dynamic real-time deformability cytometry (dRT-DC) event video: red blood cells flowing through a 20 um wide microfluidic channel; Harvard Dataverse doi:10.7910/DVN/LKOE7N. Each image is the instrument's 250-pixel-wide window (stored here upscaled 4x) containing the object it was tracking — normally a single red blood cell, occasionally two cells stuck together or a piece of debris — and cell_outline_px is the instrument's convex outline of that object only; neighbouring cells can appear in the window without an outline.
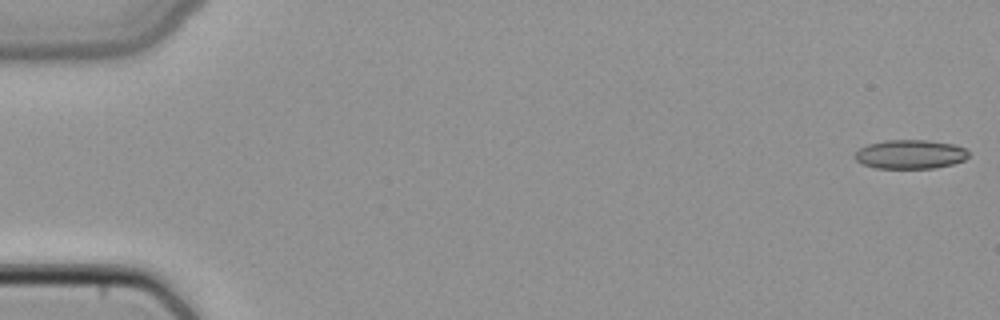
{"species": "common noctule bat (a hibernating species)", "species_latin": "Nyctalus noctula", "temperature_condition": "cold", "stored_images_in_passage": 44, "camera_frame_rate_fps": 3000, "um_per_image_px": 0.085, "animal": {"sex": "female", "body_mass_g": 22.7, "forearm_length_mm": 54.2}, "frame": {"image": 1, "passage_image": 1, "time_ms": 0.0, "image_size_px": [1000, 320], "cell_outline_px": [[968, 156], [964, 160], [952, 164], [936, 168], [876, 168], [864, 164], [856, 160], [856, 152], [860, 148], [868, 144], [884, 140], [928, 140], [956, 144], [964, 148], [968, 152]], "centroid_in_image_um": [77.4, 13.11], "position_along_channel_um": 7.6, "area_um2": 19.19}}
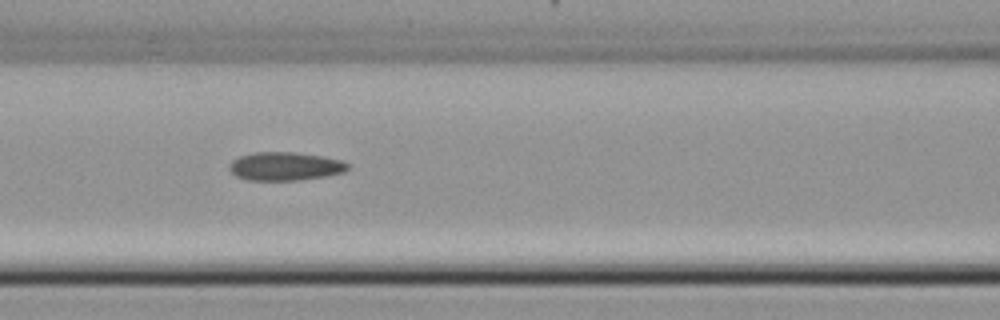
{"frame": {"image": 2, "passage_image": 22, "time_ms": 7.0, "image_size_px": [1000, 320], "cell_outline_px": [[352, 164], [344, 172], [328, 176], [300, 180], [248, 180], [236, 176], [228, 168], [228, 164], [232, 160], [240, 156], [256, 152], [296, 152], [324, 156], [340, 160]], "centroid_in_image_um": [24.26, 14.13], "position_along_channel_um": 142.3, "area_um2": 19.83}}
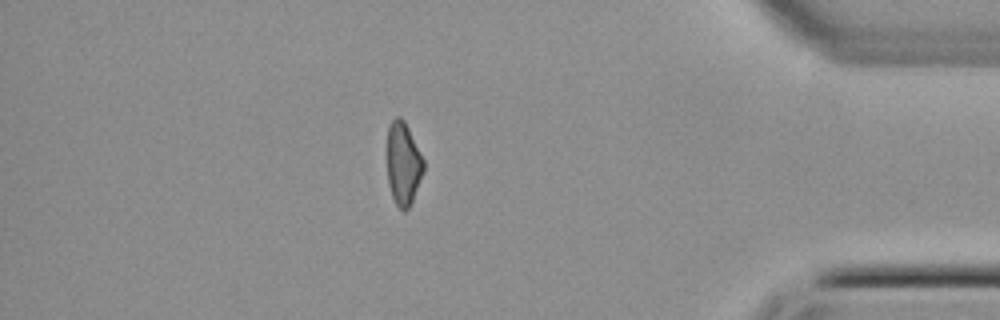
{"frame": {"image": 3, "passage_image": 43, "time_ms": 14.0, "image_size_px": [1000, 320], "cell_outline_px": [[424, 172], [412, 200], [408, 208], [404, 212], [396, 204], [392, 196], [388, 184], [388, 124], [396, 116], [400, 116], [404, 120], [424, 160]], "centroid_in_image_um": [34.28, 13.9], "position_along_channel_um": 400.9, "area_um2": 17.46}}